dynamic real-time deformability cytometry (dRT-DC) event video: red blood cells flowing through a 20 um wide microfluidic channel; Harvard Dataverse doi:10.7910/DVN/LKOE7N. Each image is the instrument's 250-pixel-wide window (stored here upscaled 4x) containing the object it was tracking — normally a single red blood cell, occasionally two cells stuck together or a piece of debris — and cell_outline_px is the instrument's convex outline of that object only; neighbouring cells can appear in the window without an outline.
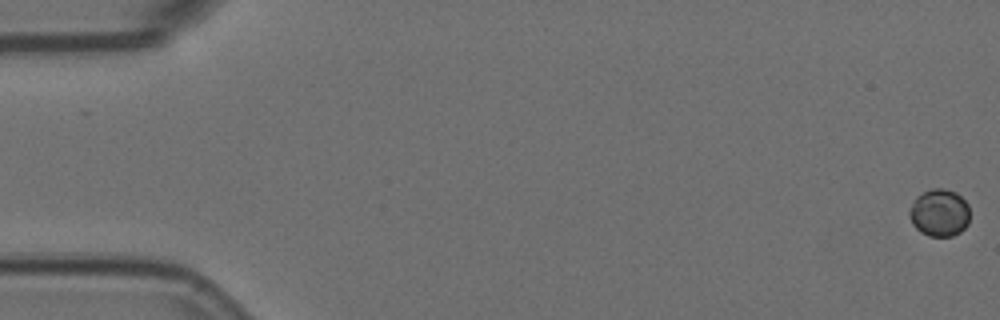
{"species": "Egyptian fruit bat (a non-hibernating species)", "species_latin": "Rousettus aegyptiacus", "temperature_condition": "room temperature", "stored_images_in_passage": 3, "camera_frame_rate_fps": 3000, "um_per_image_px": 0.085, "animal": {"sex": "female"}, "frame": {"image": 1, "passage_image": 1, "time_ms": 0.0, "image_size_px": [1000, 320], "cell_outline_px": [[968, 224], [960, 232], [952, 236], [928, 236], [920, 232], [912, 224], [908, 216], [908, 212], [916, 196], [932, 188], [944, 188], [956, 192], [968, 204]], "centroid_in_image_um": [79.83, 18.09], "position_along_channel_um": 5.2, "area_um2": 16.76}}